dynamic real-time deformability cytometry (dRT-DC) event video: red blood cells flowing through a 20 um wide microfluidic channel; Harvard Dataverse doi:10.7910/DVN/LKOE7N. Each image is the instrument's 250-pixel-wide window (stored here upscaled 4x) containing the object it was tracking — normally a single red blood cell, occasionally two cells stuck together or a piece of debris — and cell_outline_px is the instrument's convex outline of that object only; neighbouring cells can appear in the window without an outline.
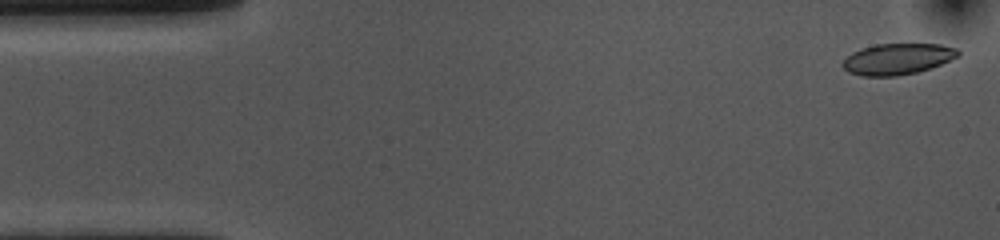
{"species": "common noctule bat (a hibernating species)", "species_latin": "Nyctalus noctula", "temperature_condition": "cold", "stored_images_in_passage": 54, "camera_frame_rate_fps": 3000, "um_per_image_px": 0.085, "animal": {"sex": "female", "body_mass_g": 10.0, "forearm_length_mm": 53.1}, "frame": {"image": 1, "passage_image": 2, "time_ms": 0.333, "image_size_px": [1000, 240], "cell_outline_px": [[960, 56], [932, 68], [916, 72], [896, 76], [860, 76], [848, 72], [840, 64], [852, 52], [860, 48], [876, 44], [940, 44], [956, 48], [960, 52]], "centroid_in_image_um": [76.29, 5.01], "position_along_channel_um": 8.7, "area_um2": 21.1}}
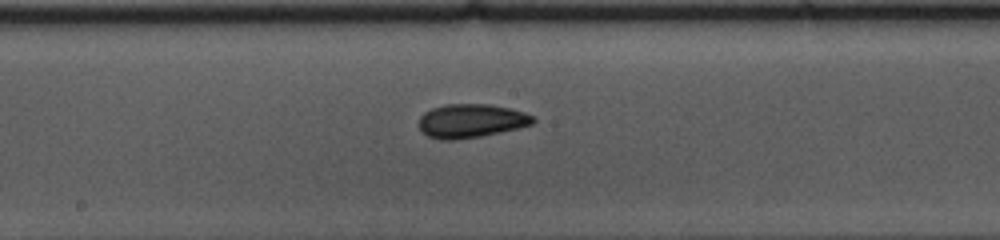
{"frame": {"image": 2, "passage_image": 27, "time_ms": 8.667, "image_size_px": [1000, 240], "cell_outline_px": [[536, 120], [532, 124], [500, 132], [480, 136], [456, 140], [440, 140], [428, 136], [420, 128], [420, 116], [424, 112], [432, 108], [444, 104], [488, 104], [508, 108], [524, 112], [532, 116]], "centroid_in_image_um": [40.02, 10.27], "position_along_channel_um": 208.2, "area_um2": 22.25}}
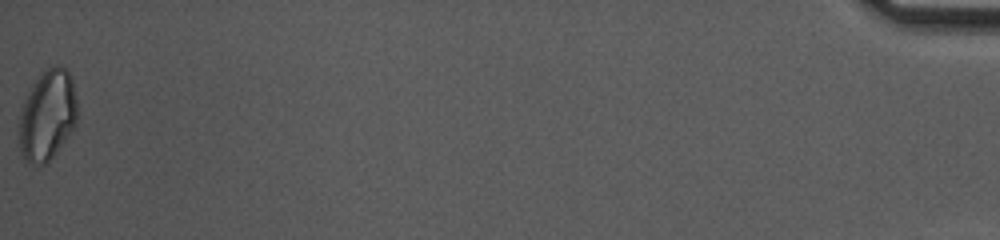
{"frame": {"image": 3, "passage_image": 54, "time_ms": 17.667, "image_size_px": [1000, 240], "cell_outline_px": [[76, 124], [52, 156], [44, 164], [32, 164], [24, 160], [20, 156], [20, 116], [24, 104], [32, 84], [40, 72], [56, 64], [60, 64], [72, 76], [76, 96]], "centroid_in_image_um": [4.03, 9.76], "position_along_channel_um": 431.2, "area_um2": 30.29}, "authors_computed_cell_mechanics": {"area_um2": 21.9062, "velocity_mm_per_s": 3.6504, "shape_relaxation_time_tau1_ms": 5.2287, "shape_relaxation_time_tau2_ms": 7.5543, "deformation_change_tau1": 0.121, "deformation_change_tau2": 0.1362}}